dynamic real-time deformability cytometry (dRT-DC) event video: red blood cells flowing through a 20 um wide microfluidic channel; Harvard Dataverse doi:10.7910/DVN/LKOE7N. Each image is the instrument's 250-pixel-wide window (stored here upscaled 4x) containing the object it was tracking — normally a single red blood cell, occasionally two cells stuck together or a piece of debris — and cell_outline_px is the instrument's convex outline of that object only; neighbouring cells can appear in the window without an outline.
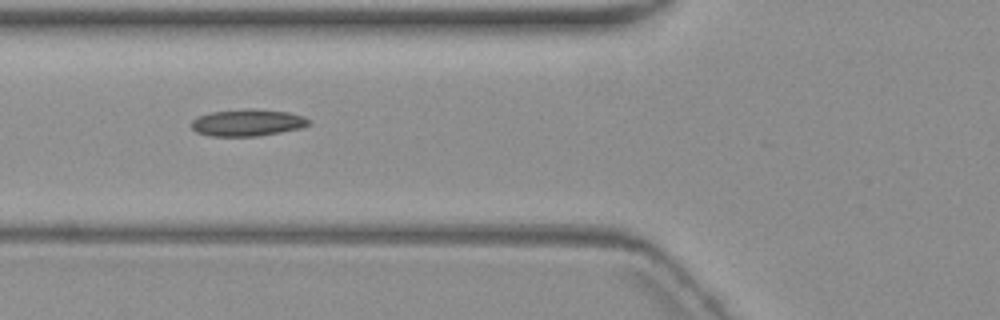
{"species": "common noctule bat (a hibernating species)", "species_latin": "Nyctalus noctula", "temperature_condition": "warm", "stored_images_in_passage": 10, "segment_of_instrument_passage": [1, 2], "camera_frame_rate_fps": 3000, "um_per_image_px": 0.085, "animal": {"sex": "female", "body_mass_g": 19.3, "forearm_length_mm": 54.1}, "frame": {"image": 1, "passage_image": 6, "time_ms": 6.667, "image_size_px": [1000, 320], "cell_outline_px": [[312, 124], [300, 128], [280, 132], [256, 136], [208, 136], [196, 132], [192, 128], [192, 120], [200, 116], [212, 112], [248, 108], [252, 108], [288, 112], [304, 116], [312, 120]], "centroid_in_image_um": [21.08, 10.42], "position_along_channel_um": 104.7, "area_um2": 18.44}}
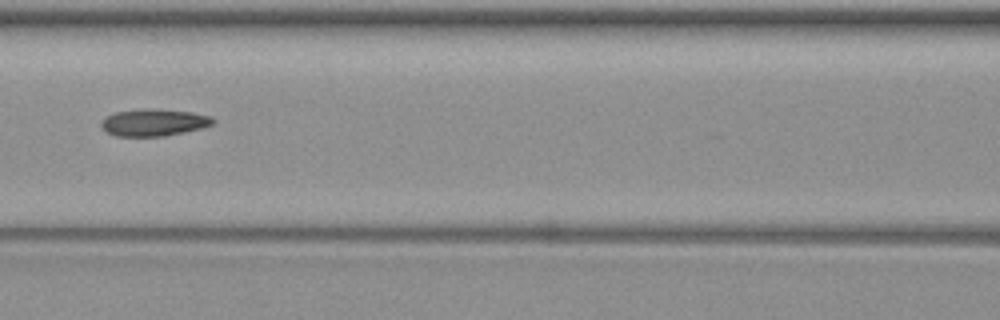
{"frame": {"image": 2, "passage_image": 7, "time_ms": 8.0, "image_size_px": [1000, 320], "cell_outline_px": [[216, 120], [212, 124], [204, 128], [164, 136], [116, 136], [108, 132], [100, 124], [108, 116], [116, 112], [144, 108], [192, 112], [212, 116]], "centroid_in_image_um": [13.14, 10.41], "position_along_channel_um": 153.5, "area_um2": 17.46}}
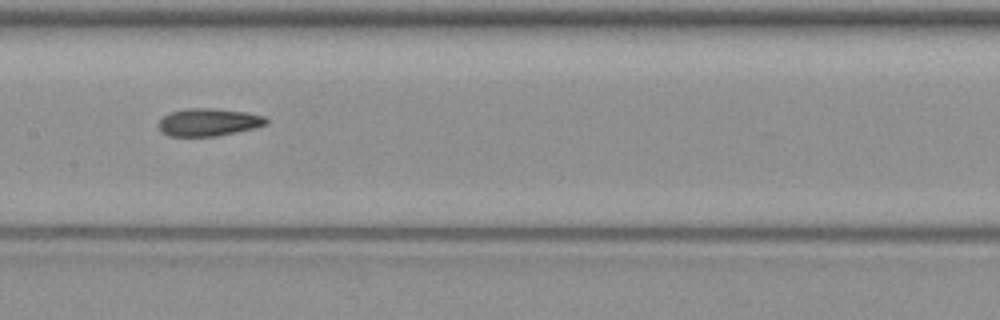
{"frame": {"image": 3, "passage_image": 8, "time_ms": 9.0, "image_size_px": [1000, 320], "cell_outline_px": [[268, 124], [256, 128], [216, 136], [168, 136], [160, 132], [156, 124], [168, 112], [184, 108], [212, 108], [248, 112], [264, 116], [268, 120]], "centroid_in_image_um": [17.7, 10.38], "position_along_channel_um": 189.7, "area_um2": 17.69}}